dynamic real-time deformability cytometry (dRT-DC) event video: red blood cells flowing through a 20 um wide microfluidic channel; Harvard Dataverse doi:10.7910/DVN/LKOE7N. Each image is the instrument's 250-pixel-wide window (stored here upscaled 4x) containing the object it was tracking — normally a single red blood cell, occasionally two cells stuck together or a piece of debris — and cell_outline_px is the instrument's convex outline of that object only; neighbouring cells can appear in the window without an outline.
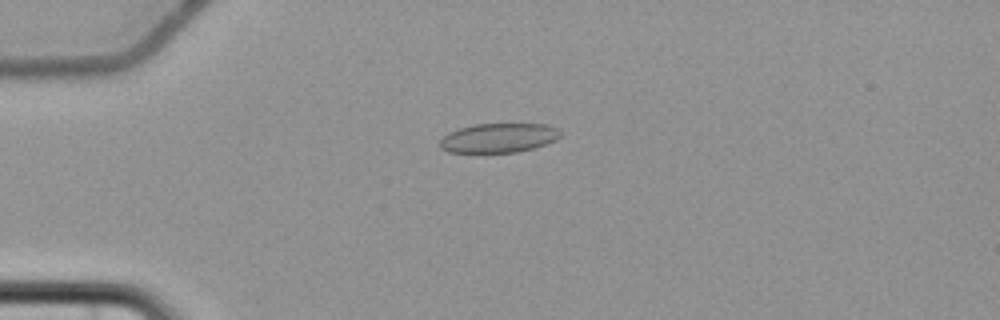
{"species": "common noctule bat (a hibernating species)", "species_latin": "Nyctalus noctula", "temperature_condition": "cold", "stored_images_in_passage": 7, "camera_frame_rate_fps": 3000, "um_per_image_px": 0.085, "animal": {"sex": "female", "body_mass_g": 22.7, "forearm_length_mm": 54.2}, "frame": {"image": 1, "passage_image": 5, "time_ms": 4.667, "image_size_px": [1000, 320], "cell_outline_px": [[560, 136], [556, 140], [532, 148], [516, 152], [448, 152], [440, 148], [440, 140], [448, 132], [460, 128], [476, 124], [548, 124], [556, 128], [560, 132]], "centroid_in_image_um": [42.37, 11.72], "position_along_channel_um": 42.6, "area_um2": 20.4}}
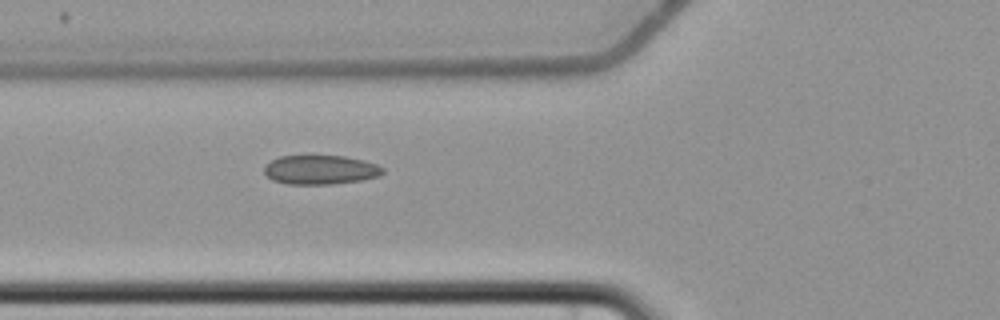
{"frame": {"image": 2, "passage_image": 7, "time_ms": 7.0, "image_size_px": [1000, 320], "cell_outline_px": [[384, 172], [380, 176], [360, 180], [332, 184], [288, 184], [272, 180], [264, 172], [264, 168], [272, 160], [280, 156], [344, 156], [364, 160], [376, 164], [384, 168]], "centroid_in_image_um": [27.26, 14.43], "position_along_channel_um": 98.5, "area_um2": 20.06}}